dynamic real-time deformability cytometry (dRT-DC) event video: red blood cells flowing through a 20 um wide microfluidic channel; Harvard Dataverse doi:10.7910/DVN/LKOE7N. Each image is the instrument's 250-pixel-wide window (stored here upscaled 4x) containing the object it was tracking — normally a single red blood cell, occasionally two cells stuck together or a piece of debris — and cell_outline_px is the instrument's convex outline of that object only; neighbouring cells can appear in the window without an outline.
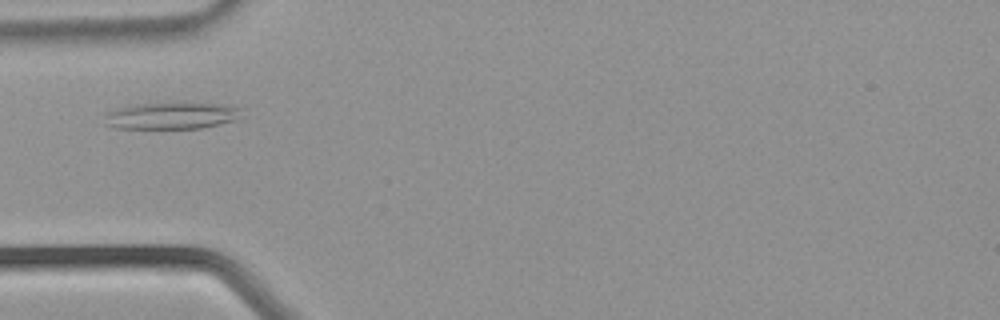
{"species": "common noctule bat (a hibernating species)", "species_latin": "Nyctalus noctula", "temperature_condition": "warm", "stored_images_in_passage": 29, "camera_frame_rate_fps": 3000, "um_per_image_px": 0.085, "animal": {"sex": "male", "body_mass_g": 21.5, "forearm_length_mm": 52.0}, "frame": {"image": 1, "passage_image": 3, "time_ms": 0.667, "image_size_px": [1000, 320], "cell_outline_px": [[244, 116], [236, 120], [200, 128], [112, 128], [104, 124], [108, 112], [116, 108], [128, 104], [220, 104], [244, 108]], "centroid_in_image_um": [14.61, 9.84], "position_along_channel_um": 70.4, "area_um2": 21.27}}
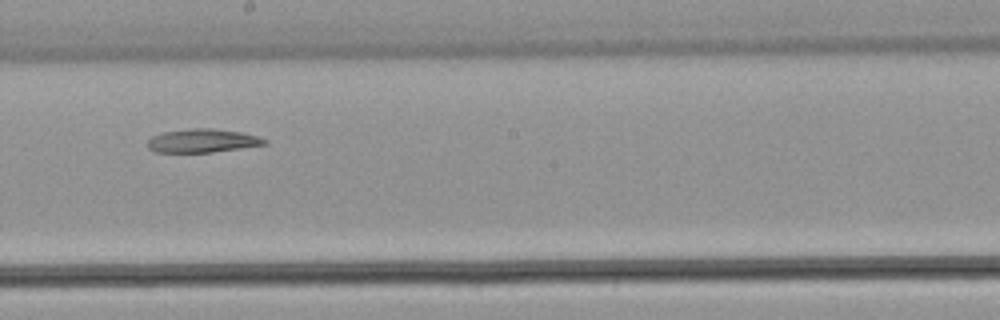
{"frame": {"image": 2, "passage_image": 12, "time_ms": 3.667, "image_size_px": [1000, 320], "cell_outline_px": [[268, 144], [212, 152], [156, 152], [148, 148], [148, 140], [152, 136], [164, 132], [192, 128], [212, 128], [240, 132], [256, 136], [268, 140]], "centroid_in_image_um": [17.21, 11.96], "position_along_channel_um": 231.0, "area_um2": 15.9}}
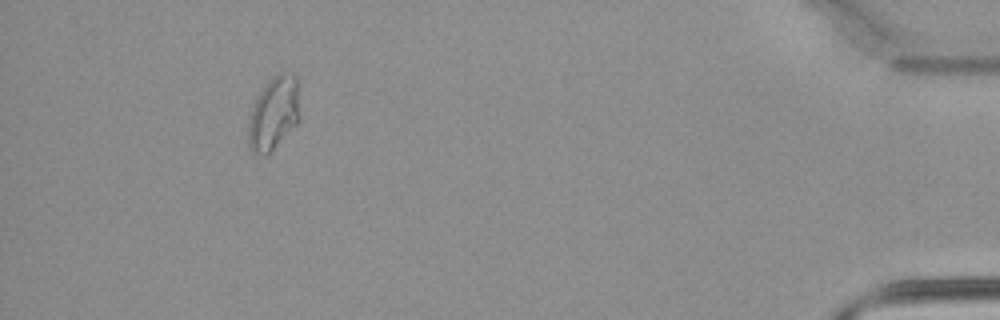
{"frame": {"image": 3, "passage_image": 26, "time_ms": 8.333, "image_size_px": [1000, 320], "cell_outline_px": [[300, 120], [264, 156], [252, 152], [248, 148], [248, 124], [252, 108], [260, 92], [268, 80], [276, 72], [296, 72], [300, 84]], "centroid_in_image_um": [23.32, 9.54], "position_along_channel_um": 411.9, "area_um2": 22.43}}